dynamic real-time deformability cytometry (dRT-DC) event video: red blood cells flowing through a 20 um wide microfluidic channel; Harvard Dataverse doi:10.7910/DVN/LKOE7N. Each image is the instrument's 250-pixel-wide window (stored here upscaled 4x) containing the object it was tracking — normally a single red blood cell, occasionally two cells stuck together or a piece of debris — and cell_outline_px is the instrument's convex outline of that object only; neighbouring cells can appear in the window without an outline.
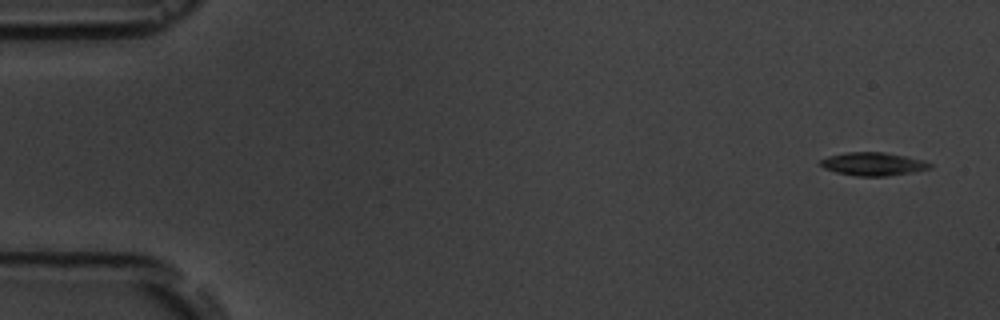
{"species": "common noctule bat (a hibernating species)", "species_latin": "Nyctalus noctula", "temperature_condition": "room temperature", "stored_images_in_passage": 5, "camera_frame_rate_fps": 3000, "um_per_image_px": 0.085, "animal": {"sex": "male", "body_mass_g": 19.5, "forearm_length_mm": 54.6}, "frame": {"image": 1, "passage_image": 1, "time_ms": 0.0, "image_size_px": [1000, 320], "cell_outline_px": [[932, 168], [912, 172], [888, 176], [856, 176], [836, 172], [824, 168], [820, 164], [820, 160], [828, 156], [848, 152], [884, 152], [924, 160], [932, 164]], "centroid_in_image_um": [74.22, 13.94], "position_along_channel_um": 10.8, "area_um2": 14.74}}
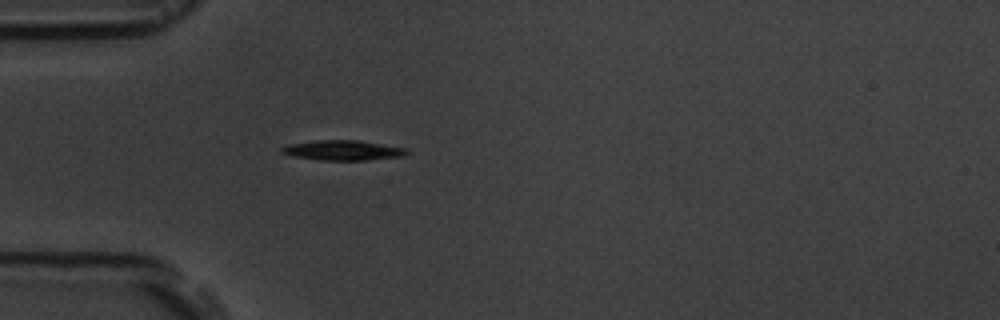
{"frame": {"image": 2, "passage_image": 5, "time_ms": 4.667, "image_size_px": [1000, 320], "cell_outline_px": [[408, 152], [404, 156], [368, 160], [320, 160], [296, 156], [280, 152], [280, 148], [288, 144], [316, 140], [360, 140], [408, 148]], "centroid_in_image_um": [29.19, 12.77], "position_along_channel_um": 55.8, "area_um2": 14.62}}